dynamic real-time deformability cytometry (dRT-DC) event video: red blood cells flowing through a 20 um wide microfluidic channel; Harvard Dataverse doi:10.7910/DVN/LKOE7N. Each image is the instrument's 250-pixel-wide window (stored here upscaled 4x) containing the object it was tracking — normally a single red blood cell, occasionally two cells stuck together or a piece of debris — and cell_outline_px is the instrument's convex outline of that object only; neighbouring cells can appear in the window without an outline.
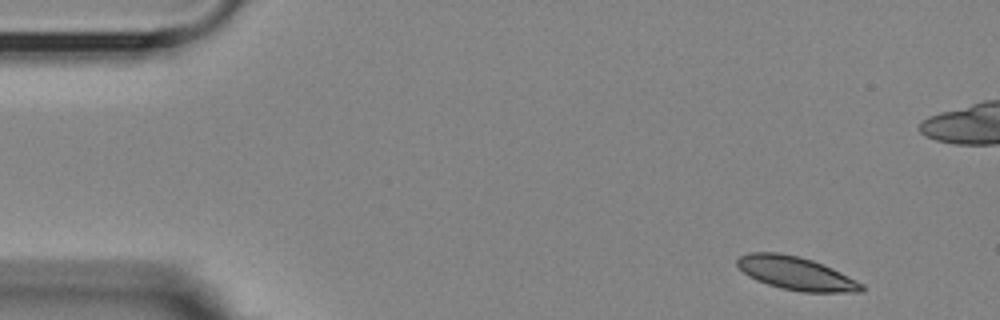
{"species": "Egyptian fruit bat (a non-hibernating species)", "species_latin": "Rousettus aegyptiacus", "temperature_condition": "room temperature", "stored_images_in_passage": 53, "camera_frame_rate_fps": 3000, "um_per_image_px": 0.085, "animal": {"sex": "female"}, "frame": {"image": 1, "passage_image": 1, "time_ms": 0.0, "image_size_px": [1000, 320], "cell_outline_px": [[864, 292], [804, 292], [780, 288], [756, 280], [748, 276], [736, 264], [736, 260], [740, 256], [748, 252], [780, 252], [800, 256], [812, 260], [832, 268], [864, 284]], "centroid_in_image_um": [67.65, 23.22], "position_along_channel_um": 17.3, "area_um2": 24.16}}
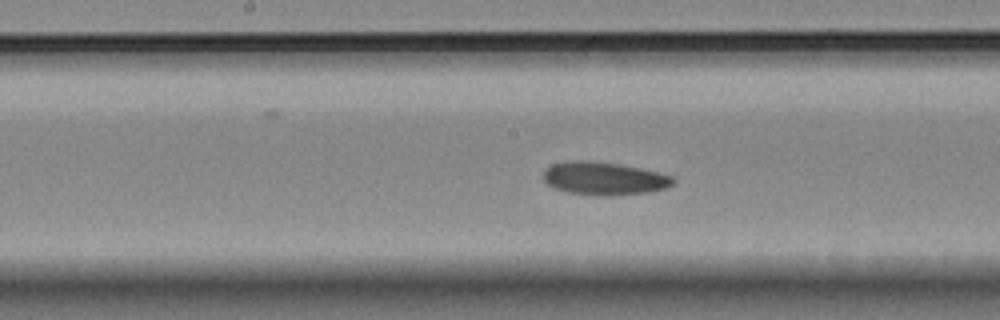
{"frame": {"image": 2, "passage_image": 24, "time_ms": 7.667, "image_size_px": [1000, 320], "cell_outline_px": [[676, 180], [672, 184], [664, 188], [648, 192], [608, 196], [600, 196], [568, 192], [552, 188], [544, 180], [544, 172], [552, 164], [568, 160], [588, 160], [620, 164], [640, 168], [672, 176]], "centroid_in_image_um": [51.32, 15.16], "position_along_channel_um": 196.9, "area_um2": 24.91}}
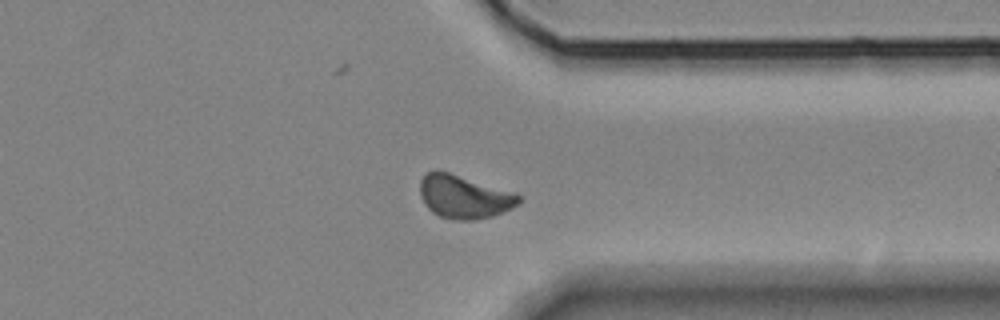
{"frame": {"image": 3, "passage_image": 39, "time_ms": 12.667, "image_size_px": [1000, 320], "cell_outline_px": [[520, 204], [512, 208], [492, 216], [472, 220], [460, 220], [440, 216], [432, 212], [424, 204], [420, 196], [420, 180], [428, 172], [436, 168], [516, 192], [520, 196]], "centroid_in_image_um": [39.45, 16.7], "position_along_channel_um": 372.0, "area_um2": 25.14}, "authors_computed_cell_mechanics": {"area_um2": 24.2182, "velocity_mm_per_s": 3.5446, "shape_relaxation_time_tau1_ms": 8.9728, "shape_relaxation_time_tau2_ms": null, "deformation_change_tau1": 0.1339, "deformation_change_tau2": null}}